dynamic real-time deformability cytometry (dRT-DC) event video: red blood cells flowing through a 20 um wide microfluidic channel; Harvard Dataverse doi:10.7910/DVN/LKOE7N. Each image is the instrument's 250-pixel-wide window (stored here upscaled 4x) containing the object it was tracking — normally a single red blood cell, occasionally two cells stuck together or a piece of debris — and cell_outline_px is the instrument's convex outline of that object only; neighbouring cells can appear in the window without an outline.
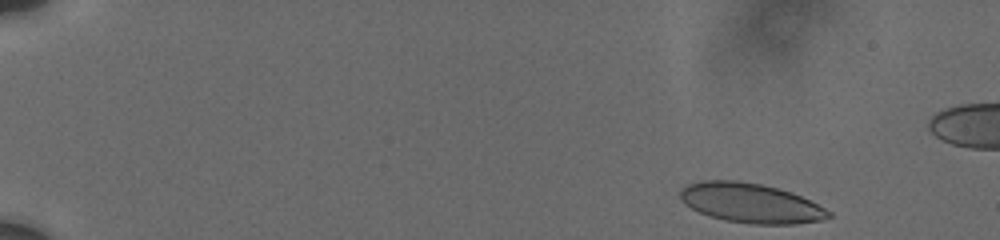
{"species": "human", "species_latin": "Homo sapiens", "temperature_condition": "cold", "stored_images_in_passage": 47, "camera_frame_rate_fps": 3000, "um_per_image_px": 0.085, "donor": {"sex": "male"}, "frame": {"image": 1, "passage_image": 1, "time_ms": 0.0, "image_size_px": [1000, 240], "cell_outline_px": [[832, 216], [820, 220], [796, 224], [752, 224], [724, 220], [708, 216], [684, 204], [680, 200], [680, 192], [688, 184], [700, 180], [736, 180], [760, 184], [792, 192], [832, 212]], "centroid_in_image_um": [63.78, 17.26], "position_along_channel_um": 21.2, "area_um2": 34.1}}
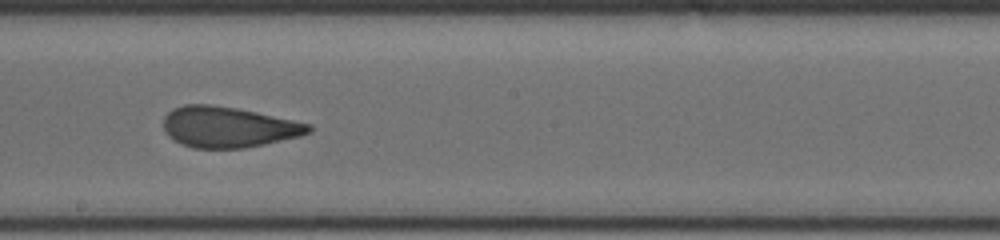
{"frame": {"image": 2, "passage_image": 24, "time_ms": 9.333, "image_size_px": [1000, 240], "cell_outline_px": [[312, 132], [300, 136], [264, 144], [244, 148], [192, 148], [180, 144], [168, 136], [164, 132], [164, 116], [172, 108], [184, 104], [208, 104], [236, 108], [256, 112], [312, 124]], "centroid_in_image_um": [19.38, 10.8], "position_along_channel_um": 228.8, "area_um2": 34.62}}
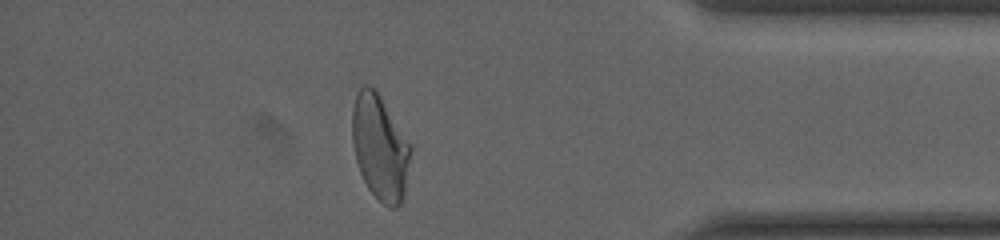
{"frame": {"image": 3, "passage_image": 40, "time_ms": 14.667, "image_size_px": [1000, 240], "cell_outline_px": [[412, 148], [404, 196], [400, 204], [396, 208], [388, 208], [368, 188], [360, 172], [356, 160], [352, 140], [352, 112], [356, 92], [364, 84], [368, 84], [380, 96], [412, 144]], "centroid_in_image_um": [32.31, 12.53], "position_along_channel_um": 402.9, "area_um2": 35.84}}